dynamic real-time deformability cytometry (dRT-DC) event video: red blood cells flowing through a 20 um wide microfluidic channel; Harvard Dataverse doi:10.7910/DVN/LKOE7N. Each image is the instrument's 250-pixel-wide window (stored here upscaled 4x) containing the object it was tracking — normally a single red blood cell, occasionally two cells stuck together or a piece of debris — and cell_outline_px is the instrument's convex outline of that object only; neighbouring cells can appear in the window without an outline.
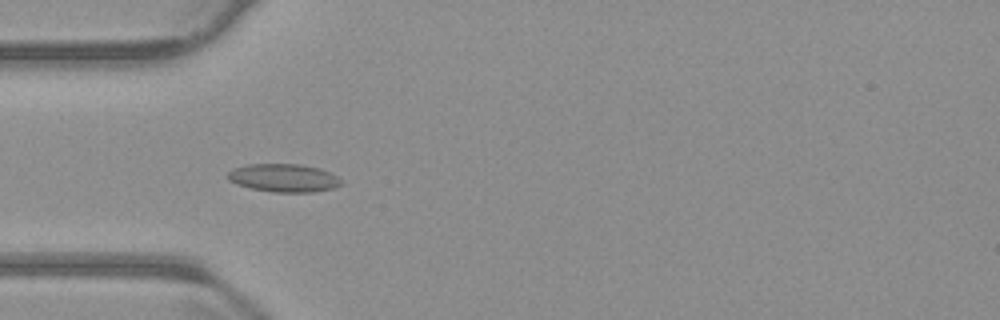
{"species": "common noctule bat (a hibernating species)", "species_latin": "Nyctalus noctula", "temperature_condition": "warm", "stored_images_in_passage": 55, "camera_frame_rate_fps": 3000, "um_per_image_px": 0.085, "animal": {"sex": "male", "body_mass_g": 23.1, "forearm_length_mm": 52.7}, "frame": {"image": 1, "passage_image": 17, "time_ms": 5.333, "image_size_px": [1000, 320], "cell_outline_px": [[344, 180], [336, 188], [312, 192], [272, 192], [252, 188], [236, 184], [228, 180], [224, 176], [232, 168], [248, 164], [300, 164], [320, 168]], "centroid_in_image_um": [24.09, 15.12], "position_along_channel_um": 60.9, "area_um2": 18.79}}
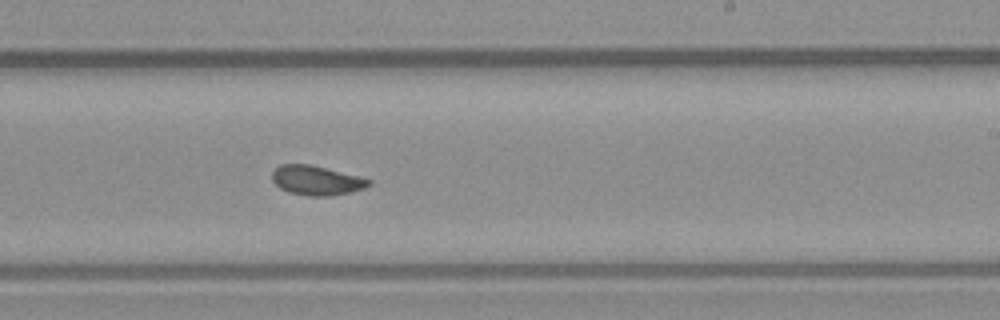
{"frame": {"image": 2, "passage_image": 33, "time_ms": 10.667, "image_size_px": [1000, 320], "cell_outline_px": [[372, 184], [364, 188], [332, 196], [308, 196], [288, 192], [280, 188], [272, 180], [272, 172], [280, 164], [312, 164], [372, 180]], "centroid_in_image_um": [26.88, 15.33], "position_along_channel_um": 262.1, "area_um2": 16.59}}
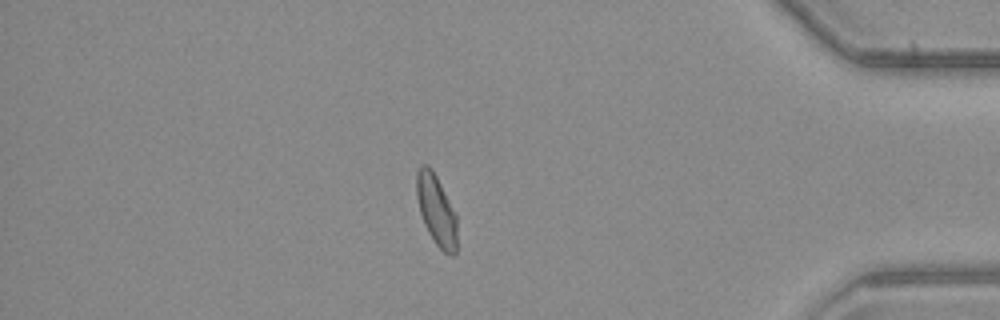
{"frame": {"image": 3, "passage_image": 47, "time_ms": 15.333, "image_size_px": [1000, 320], "cell_outline_px": [[456, 252], [452, 256], [448, 256], [436, 244], [428, 232], [424, 224], [420, 212], [416, 196], [416, 172], [424, 164], [428, 164], [432, 168], [456, 212]], "centroid_in_image_um": [37.09, 17.85], "position_along_channel_um": 398.1, "area_um2": 16.76}, "authors_computed_cell_mechanics": {"area_um2": 17.051, "velocity_mm_per_s": 3.7846, "shape_relaxation_time_tau1_ms": null, "shape_relaxation_time_tau2_ms": 0.9932, "deformation_change_tau1": null, "deformation_change_tau2": 0.0616}}